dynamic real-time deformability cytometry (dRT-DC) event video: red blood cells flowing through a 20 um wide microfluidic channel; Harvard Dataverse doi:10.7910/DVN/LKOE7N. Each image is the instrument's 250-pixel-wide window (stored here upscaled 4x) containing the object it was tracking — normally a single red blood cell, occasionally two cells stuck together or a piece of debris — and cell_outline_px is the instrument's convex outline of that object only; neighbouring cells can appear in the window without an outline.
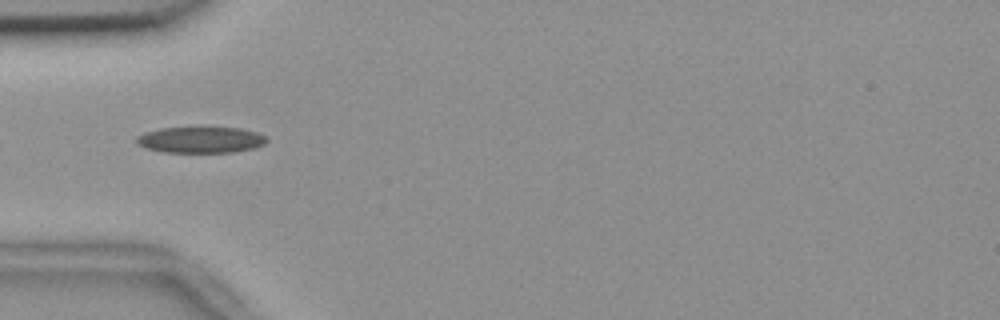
{"species": "common noctule bat (a hibernating species)", "species_latin": "Nyctalus noctula", "temperature_condition": "room temperature", "stored_images_in_passage": 8, "camera_frame_rate_fps": 3000, "um_per_image_px": 0.085, "animal": {"sex": "female", "body_mass_g": 18.4}, "frame": {"image": 1, "passage_image": 2, "time_ms": 0.333, "image_size_px": [1000, 320], "cell_outline_px": [[268, 140], [264, 144], [256, 148], [232, 152], [164, 152], [144, 148], [136, 144], [136, 136], [144, 132], [160, 128], [240, 128], [256, 132], [268, 136]], "centroid_in_image_um": [17.05, 11.89], "position_along_channel_um": 67.9, "area_um2": 19.94}}